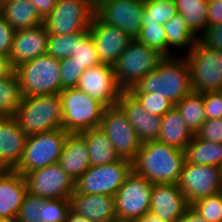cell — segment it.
<instances>
[{
  "label": "cell",
  "mask_w": 222,
  "mask_h": 222,
  "mask_svg": "<svg viewBox=\"0 0 222 222\" xmlns=\"http://www.w3.org/2000/svg\"><path fill=\"white\" fill-rule=\"evenodd\" d=\"M66 222H92V221L70 210L67 215Z\"/></svg>",
  "instance_id": "50"
},
{
  "label": "cell",
  "mask_w": 222,
  "mask_h": 222,
  "mask_svg": "<svg viewBox=\"0 0 222 222\" xmlns=\"http://www.w3.org/2000/svg\"><path fill=\"white\" fill-rule=\"evenodd\" d=\"M61 73V91L65 88H73L77 86L79 78L82 76L85 68L74 61H70V57L60 59Z\"/></svg>",
  "instance_id": "41"
},
{
  "label": "cell",
  "mask_w": 222,
  "mask_h": 222,
  "mask_svg": "<svg viewBox=\"0 0 222 222\" xmlns=\"http://www.w3.org/2000/svg\"><path fill=\"white\" fill-rule=\"evenodd\" d=\"M45 200L27 192L15 222H41L40 206Z\"/></svg>",
  "instance_id": "40"
},
{
  "label": "cell",
  "mask_w": 222,
  "mask_h": 222,
  "mask_svg": "<svg viewBox=\"0 0 222 222\" xmlns=\"http://www.w3.org/2000/svg\"><path fill=\"white\" fill-rule=\"evenodd\" d=\"M218 92H219V93L221 94V96H222V89H220Z\"/></svg>",
  "instance_id": "56"
},
{
  "label": "cell",
  "mask_w": 222,
  "mask_h": 222,
  "mask_svg": "<svg viewBox=\"0 0 222 222\" xmlns=\"http://www.w3.org/2000/svg\"><path fill=\"white\" fill-rule=\"evenodd\" d=\"M71 210L92 222H113L117 219L114 197L103 194H83L76 191L70 196Z\"/></svg>",
  "instance_id": "23"
},
{
  "label": "cell",
  "mask_w": 222,
  "mask_h": 222,
  "mask_svg": "<svg viewBox=\"0 0 222 222\" xmlns=\"http://www.w3.org/2000/svg\"><path fill=\"white\" fill-rule=\"evenodd\" d=\"M88 31H78L73 34H49L47 43V54L53 56L56 59L68 58L75 55L77 49V42Z\"/></svg>",
  "instance_id": "33"
},
{
  "label": "cell",
  "mask_w": 222,
  "mask_h": 222,
  "mask_svg": "<svg viewBox=\"0 0 222 222\" xmlns=\"http://www.w3.org/2000/svg\"><path fill=\"white\" fill-rule=\"evenodd\" d=\"M131 172L132 161L124 158L102 166H90L75 182V191L114 197Z\"/></svg>",
  "instance_id": "10"
},
{
  "label": "cell",
  "mask_w": 222,
  "mask_h": 222,
  "mask_svg": "<svg viewBox=\"0 0 222 222\" xmlns=\"http://www.w3.org/2000/svg\"><path fill=\"white\" fill-rule=\"evenodd\" d=\"M195 135L205 141L222 143V117L206 120Z\"/></svg>",
  "instance_id": "42"
},
{
  "label": "cell",
  "mask_w": 222,
  "mask_h": 222,
  "mask_svg": "<svg viewBox=\"0 0 222 222\" xmlns=\"http://www.w3.org/2000/svg\"><path fill=\"white\" fill-rule=\"evenodd\" d=\"M144 8L141 26L164 25L177 14L174 0H145Z\"/></svg>",
  "instance_id": "34"
},
{
  "label": "cell",
  "mask_w": 222,
  "mask_h": 222,
  "mask_svg": "<svg viewBox=\"0 0 222 222\" xmlns=\"http://www.w3.org/2000/svg\"><path fill=\"white\" fill-rule=\"evenodd\" d=\"M86 139L91 166H102L120 160L112 142L100 127L80 132Z\"/></svg>",
  "instance_id": "26"
},
{
  "label": "cell",
  "mask_w": 222,
  "mask_h": 222,
  "mask_svg": "<svg viewBox=\"0 0 222 222\" xmlns=\"http://www.w3.org/2000/svg\"><path fill=\"white\" fill-rule=\"evenodd\" d=\"M221 198H222V188L220 189V192H219Z\"/></svg>",
  "instance_id": "55"
},
{
  "label": "cell",
  "mask_w": 222,
  "mask_h": 222,
  "mask_svg": "<svg viewBox=\"0 0 222 222\" xmlns=\"http://www.w3.org/2000/svg\"><path fill=\"white\" fill-rule=\"evenodd\" d=\"M135 39L149 48L155 49L163 57H167V39L163 25L148 24V26H141L140 33Z\"/></svg>",
  "instance_id": "35"
},
{
  "label": "cell",
  "mask_w": 222,
  "mask_h": 222,
  "mask_svg": "<svg viewBox=\"0 0 222 222\" xmlns=\"http://www.w3.org/2000/svg\"><path fill=\"white\" fill-rule=\"evenodd\" d=\"M16 30L4 19H0V53L9 56Z\"/></svg>",
  "instance_id": "45"
},
{
  "label": "cell",
  "mask_w": 222,
  "mask_h": 222,
  "mask_svg": "<svg viewBox=\"0 0 222 222\" xmlns=\"http://www.w3.org/2000/svg\"><path fill=\"white\" fill-rule=\"evenodd\" d=\"M179 222H207L202 216L197 214L190 206L180 218Z\"/></svg>",
  "instance_id": "49"
},
{
  "label": "cell",
  "mask_w": 222,
  "mask_h": 222,
  "mask_svg": "<svg viewBox=\"0 0 222 222\" xmlns=\"http://www.w3.org/2000/svg\"><path fill=\"white\" fill-rule=\"evenodd\" d=\"M185 58L192 92L202 94L222 89V51L208 48L198 40Z\"/></svg>",
  "instance_id": "8"
},
{
  "label": "cell",
  "mask_w": 222,
  "mask_h": 222,
  "mask_svg": "<svg viewBox=\"0 0 222 222\" xmlns=\"http://www.w3.org/2000/svg\"><path fill=\"white\" fill-rule=\"evenodd\" d=\"M113 222H139V221H138V220H134V221L132 220V221H131V220H117V219H116V220H114Z\"/></svg>",
  "instance_id": "53"
},
{
  "label": "cell",
  "mask_w": 222,
  "mask_h": 222,
  "mask_svg": "<svg viewBox=\"0 0 222 222\" xmlns=\"http://www.w3.org/2000/svg\"><path fill=\"white\" fill-rule=\"evenodd\" d=\"M139 222H164L159 217L148 213L138 220Z\"/></svg>",
  "instance_id": "51"
},
{
  "label": "cell",
  "mask_w": 222,
  "mask_h": 222,
  "mask_svg": "<svg viewBox=\"0 0 222 222\" xmlns=\"http://www.w3.org/2000/svg\"><path fill=\"white\" fill-rule=\"evenodd\" d=\"M174 106L180 112L188 128L195 135L206 121L203 93L191 92Z\"/></svg>",
  "instance_id": "30"
},
{
  "label": "cell",
  "mask_w": 222,
  "mask_h": 222,
  "mask_svg": "<svg viewBox=\"0 0 222 222\" xmlns=\"http://www.w3.org/2000/svg\"><path fill=\"white\" fill-rule=\"evenodd\" d=\"M27 136L62 128V100L59 94L22 97L14 115Z\"/></svg>",
  "instance_id": "3"
},
{
  "label": "cell",
  "mask_w": 222,
  "mask_h": 222,
  "mask_svg": "<svg viewBox=\"0 0 222 222\" xmlns=\"http://www.w3.org/2000/svg\"><path fill=\"white\" fill-rule=\"evenodd\" d=\"M153 184L133 171L114 196L117 220H139L150 212Z\"/></svg>",
  "instance_id": "11"
},
{
  "label": "cell",
  "mask_w": 222,
  "mask_h": 222,
  "mask_svg": "<svg viewBox=\"0 0 222 222\" xmlns=\"http://www.w3.org/2000/svg\"><path fill=\"white\" fill-rule=\"evenodd\" d=\"M15 72L10 57L0 53V77H8Z\"/></svg>",
  "instance_id": "48"
},
{
  "label": "cell",
  "mask_w": 222,
  "mask_h": 222,
  "mask_svg": "<svg viewBox=\"0 0 222 222\" xmlns=\"http://www.w3.org/2000/svg\"><path fill=\"white\" fill-rule=\"evenodd\" d=\"M39 16L44 20L56 6L58 0H30Z\"/></svg>",
  "instance_id": "47"
},
{
  "label": "cell",
  "mask_w": 222,
  "mask_h": 222,
  "mask_svg": "<svg viewBox=\"0 0 222 222\" xmlns=\"http://www.w3.org/2000/svg\"><path fill=\"white\" fill-rule=\"evenodd\" d=\"M117 105L125 113L139 140H158L162 117L148 113L129 91H122Z\"/></svg>",
  "instance_id": "20"
},
{
  "label": "cell",
  "mask_w": 222,
  "mask_h": 222,
  "mask_svg": "<svg viewBox=\"0 0 222 222\" xmlns=\"http://www.w3.org/2000/svg\"><path fill=\"white\" fill-rule=\"evenodd\" d=\"M144 6L145 0H103L95 7V15L135 39L141 30Z\"/></svg>",
  "instance_id": "13"
},
{
  "label": "cell",
  "mask_w": 222,
  "mask_h": 222,
  "mask_svg": "<svg viewBox=\"0 0 222 222\" xmlns=\"http://www.w3.org/2000/svg\"><path fill=\"white\" fill-rule=\"evenodd\" d=\"M189 204L222 188V167L186 163L177 183Z\"/></svg>",
  "instance_id": "14"
},
{
  "label": "cell",
  "mask_w": 222,
  "mask_h": 222,
  "mask_svg": "<svg viewBox=\"0 0 222 222\" xmlns=\"http://www.w3.org/2000/svg\"><path fill=\"white\" fill-rule=\"evenodd\" d=\"M27 192L22 174L0 169V220L15 222Z\"/></svg>",
  "instance_id": "22"
},
{
  "label": "cell",
  "mask_w": 222,
  "mask_h": 222,
  "mask_svg": "<svg viewBox=\"0 0 222 222\" xmlns=\"http://www.w3.org/2000/svg\"><path fill=\"white\" fill-rule=\"evenodd\" d=\"M22 97L15 72L8 77H0V117L14 116Z\"/></svg>",
  "instance_id": "32"
},
{
  "label": "cell",
  "mask_w": 222,
  "mask_h": 222,
  "mask_svg": "<svg viewBox=\"0 0 222 222\" xmlns=\"http://www.w3.org/2000/svg\"><path fill=\"white\" fill-rule=\"evenodd\" d=\"M148 113L163 116L174 107L167 98L154 93H131Z\"/></svg>",
  "instance_id": "39"
},
{
  "label": "cell",
  "mask_w": 222,
  "mask_h": 222,
  "mask_svg": "<svg viewBox=\"0 0 222 222\" xmlns=\"http://www.w3.org/2000/svg\"><path fill=\"white\" fill-rule=\"evenodd\" d=\"M70 61L78 63L85 69L100 64L96 46L89 31L77 42L75 55L70 57Z\"/></svg>",
  "instance_id": "38"
},
{
  "label": "cell",
  "mask_w": 222,
  "mask_h": 222,
  "mask_svg": "<svg viewBox=\"0 0 222 222\" xmlns=\"http://www.w3.org/2000/svg\"><path fill=\"white\" fill-rule=\"evenodd\" d=\"M206 120L222 117V96L218 91L203 93Z\"/></svg>",
  "instance_id": "43"
},
{
  "label": "cell",
  "mask_w": 222,
  "mask_h": 222,
  "mask_svg": "<svg viewBox=\"0 0 222 222\" xmlns=\"http://www.w3.org/2000/svg\"><path fill=\"white\" fill-rule=\"evenodd\" d=\"M48 35L43 24L16 30L9 55L12 65L16 67L47 54Z\"/></svg>",
  "instance_id": "19"
},
{
  "label": "cell",
  "mask_w": 222,
  "mask_h": 222,
  "mask_svg": "<svg viewBox=\"0 0 222 222\" xmlns=\"http://www.w3.org/2000/svg\"><path fill=\"white\" fill-rule=\"evenodd\" d=\"M41 209V222H66L67 215L71 210L70 199H46Z\"/></svg>",
  "instance_id": "37"
},
{
  "label": "cell",
  "mask_w": 222,
  "mask_h": 222,
  "mask_svg": "<svg viewBox=\"0 0 222 222\" xmlns=\"http://www.w3.org/2000/svg\"><path fill=\"white\" fill-rule=\"evenodd\" d=\"M62 100V129L69 133L99 127L105 107L76 87L59 93Z\"/></svg>",
  "instance_id": "5"
},
{
  "label": "cell",
  "mask_w": 222,
  "mask_h": 222,
  "mask_svg": "<svg viewBox=\"0 0 222 222\" xmlns=\"http://www.w3.org/2000/svg\"><path fill=\"white\" fill-rule=\"evenodd\" d=\"M182 58L163 57L154 70L128 91L130 93H154L167 98L175 105L192 92L189 65L185 55Z\"/></svg>",
  "instance_id": "2"
},
{
  "label": "cell",
  "mask_w": 222,
  "mask_h": 222,
  "mask_svg": "<svg viewBox=\"0 0 222 222\" xmlns=\"http://www.w3.org/2000/svg\"><path fill=\"white\" fill-rule=\"evenodd\" d=\"M162 58L163 56L155 49L133 39L113 66L119 87L123 91L134 87L145 75L156 68Z\"/></svg>",
  "instance_id": "7"
},
{
  "label": "cell",
  "mask_w": 222,
  "mask_h": 222,
  "mask_svg": "<svg viewBox=\"0 0 222 222\" xmlns=\"http://www.w3.org/2000/svg\"><path fill=\"white\" fill-rule=\"evenodd\" d=\"M3 12H4V0H0V19L3 18Z\"/></svg>",
  "instance_id": "52"
},
{
  "label": "cell",
  "mask_w": 222,
  "mask_h": 222,
  "mask_svg": "<svg viewBox=\"0 0 222 222\" xmlns=\"http://www.w3.org/2000/svg\"><path fill=\"white\" fill-rule=\"evenodd\" d=\"M177 13L186 22L187 27L198 37L207 28V0H174Z\"/></svg>",
  "instance_id": "29"
},
{
  "label": "cell",
  "mask_w": 222,
  "mask_h": 222,
  "mask_svg": "<svg viewBox=\"0 0 222 222\" xmlns=\"http://www.w3.org/2000/svg\"><path fill=\"white\" fill-rule=\"evenodd\" d=\"M95 15V6L91 0H58L54 9L43 20L49 34H73L89 31Z\"/></svg>",
  "instance_id": "9"
},
{
  "label": "cell",
  "mask_w": 222,
  "mask_h": 222,
  "mask_svg": "<svg viewBox=\"0 0 222 222\" xmlns=\"http://www.w3.org/2000/svg\"><path fill=\"white\" fill-rule=\"evenodd\" d=\"M27 191L45 199H70L75 181L56 163L24 175Z\"/></svg>",
  "instance_id": "15"
},
{
  "label": "cell",
  "mask_w": 222,
  "mask_h": 222,
  "mask_svg": "<svg viewBox=\"0 0 222 222\" xmlns=\"http://www.w3.org/2000/svg\"><path fill=\"white\" fill-rule=\"evenodd\" d=\"M185 153L159 140L147 141L132 160V171L152 184L178 183Z\"/></svg>",
  "instance_id": "1"
},
{
  "label": "cell",
  "mask_w": 222,
  "mask_h": 222,
  "mask_svg": "<svg viewBox=\"0 0 222 222\" xmlns=\"http://www.w3.org/2000/svg\"><path fill=\"white\" fill-rule=\"evenodd\" d=\"M58 164L76 182L91 166L88 145L81 133H69Z\"/></svg>",
  "instance_id": "24"
},
{
  "label": "cell",
  "mask_w": 222,
  "mask_h": 222,
  "mask_svg": "<svg viewBox=\"0 0 222 222\" xmlns=\"http://www.w3.org/2000/svg\"><path fill=\"white\" fill-rule=\"evenodd\" d=\"M94 4V6L96 7L101 1L103 0H91Z\"/></svg>",
  "instance_id": "54"
},
{
  "label": "cell",
  "mask_w": 222,
  "mask_h": 222,
  "mask_svg": "<svg viewBox=\"0 0 222 222\" xmlns=\"http://www.w3.org/2000/svg\"><path fill=\"white\" fill-rule=\"evenodd\" d=\"M69 132L62 128L27 136L21 161L15 172L26 175L58 163Z\"/></svg>",
  "instance_id": "6"
},
{
  "label": "cell",
  "mask_w": 222,
  "mask_h": 222,
  "mask_svg": "<svg viewBox=\"0 0 222 222\" xmlns=\"http://www.w3.org/2000/svg\"><path fill=\"white\" fill-rule=\"evenodd\" d=\"M184 153L186 163L222 167V143L205 141L194 135Z\"/></svg>",
  "instance_id": "28"
},
{
  "label": "cell",
  "mask_w": 222,
  "mask_h": 222,
  "mask_svg": "<svg viewBox=\"0 0 222 222\" xmlns=\"http://www.w3.org/2000/svg\"><path fill=\"white\" fill-rule=\"evenodd\" d=\"M207 27L222 23V0H207Z\"/></svg>",
  "instance_id": "46"
},
{
  "label": "cell",
  "mask_w": 222,
  "mask_h": 222,
  "mask_svg": "<svg viewBox=\"0 0 222 222\" xmlns=\"http://www.w3.org/2000/svg\"><path fill=\"white\" fill-rule=\"evenodd\" d=\"M3 18L15 30L43 24L30 0H4Z\"/></svg>",
  "instance_id": "27"
},
{
  "label": "cell",
  "mask_w": 222,
  "mask_h": 222,
  "mask_svg": "<svg viewBox=\"0 0 222 222\" xmlns=\"http://www.w3.org/2000/svg\"><path fill=\"white\" fill-rule=\"evenodd\" d=\"M193 137L194 134L175 106L162 116L161 129L158 134L159 141L184 151Z\"/></svg>",
  "instance_id": "25"
},
{
  "label": "cell",
  "mask_w": 222,
  "mask_h": 222,
  "mask_svg": "<svg viewBox=\"0 0 222 222\" xmlns=\"http://www.w3.org/2000/svg\"><path fill=\"white\" fill-rule=\"evenodd\" d=\"M89 34L92 37L100 63L114 66L120 54L133 40L116 26L102 22L96 15L90 24Z\"/></svg>",
  "instance_id": "17"
},
{
  "label": "cell",
  "mask_w": 222,
  "mask_h": 222,
  "mask_svg": "<svg viewBox=\"0 0 222 222\" xmlns=\"http://www.w3.org/2000/svg\"><path fill=\"white\" fill-rule=\"evenodd\" d=\"M60 59L45 54L15 67L23 97L61 92Z\"/></svg>",
  "instance_id": "4"
},
{
  "label": "cell",
  "mask_w": 222,
  "mask_h": 222,
  "mask_svg": "<svg viewBox=\"0 0 222 222\" xmlns=\"http://www.w3.org/2000/svg\"><path fill=\"white\" fill-rule=\"evenodd\" d=\"M198 40L208 48L222 51V23L207 27Z\"/></svg>",
  "instance_id": "44"
},
{
  "label": "cell",
  "mask_w": 222,
  "mask_h": 222,
  "mask_svg": "<svg viewBox=\"0 0 222 222\" xmlns=\"http://www.w3.org/2000/svg\"><path fill=\"white\" fill-rule=\"evenodd\" d=\"M76 88L105 108L117 105L123 91L116 81L113 67L102 63L85 69Z\"/></svg>",
  "instance_id": "16"
},
{
  "label": "cell",
  "mask_w": 222,
  "mask_h": 222,
  "mask_svg": "<svg viewBox=\"0 0 222 222\" xmlns=\"http://www.w3.org/2000/svg\"><path fill=\"white\" fill-rule=\"evenodd\" d=\"M190 206L207 222L222 221V198L219 193L195 200Z\"/></svg>",
  "instance_id": "36"
},
{
  "label": "cell",
  "mask_w": 222,
  "mask_h": 222,
  "mask_svg": "<svg viewBox=\"0 0 222 222\" xmlns=\"http://www.w3.org/2000/svg\"><path fill=\"white\" fill-rule=\"evenodd\" d=\"M27 135L14 116L0 117V169L14 170L21 161Z\"/></svg>",
  "instance_id": "21"
},
{
  "label": "cell",
  "mask_w": 222,
  "mask_h": 222,
  "mask_svg": "<svg viewBox=\"0 0 222 222\" xmlns=\"http://www.w3.org/2000/svg\"><path fill=\"white\" fill-rule=\"evenodd\" d=\"M189 207L186 196L176 183L153 184L150 214L164 222H179Z\"/></svg>",
  "instance_id": "18"
},
{
  "label": "cell",
  "mask_w": 222,
  "mask_h": 222,
  "mask_svg": "<svg viewBox=\"0 0 222 222\" xmlns=\"http://www.w3.org/2000/svg\"><path fill=\"white\" fill-rule=\"evenodd\" d=\"M99 127L106 133L120 158L130 161L135 158L142 142L118 105L104 109Z\"/></svg>",
  "instance_id": "12"
},
{
  "label": "cell",
  "mask_w": 222,
  "mask_h": 222,
  "mask_svg": "<svg viewBox=\"0 0 222 222\" xmlns=\"http://www.w3.org/2000/svg\"><path fill=\"white\" fill-rule=\"evenodd\" d=\"M163 27L166 32L167 39V57L173 56L169 51L171 49L169 48L170 46L180 48L189 46V53L198 41V37H196L195 34L190 31L186 25V22L179 13L167 21Z\"/></svg>",
  "instance_id": "31"
}]
</instances>
